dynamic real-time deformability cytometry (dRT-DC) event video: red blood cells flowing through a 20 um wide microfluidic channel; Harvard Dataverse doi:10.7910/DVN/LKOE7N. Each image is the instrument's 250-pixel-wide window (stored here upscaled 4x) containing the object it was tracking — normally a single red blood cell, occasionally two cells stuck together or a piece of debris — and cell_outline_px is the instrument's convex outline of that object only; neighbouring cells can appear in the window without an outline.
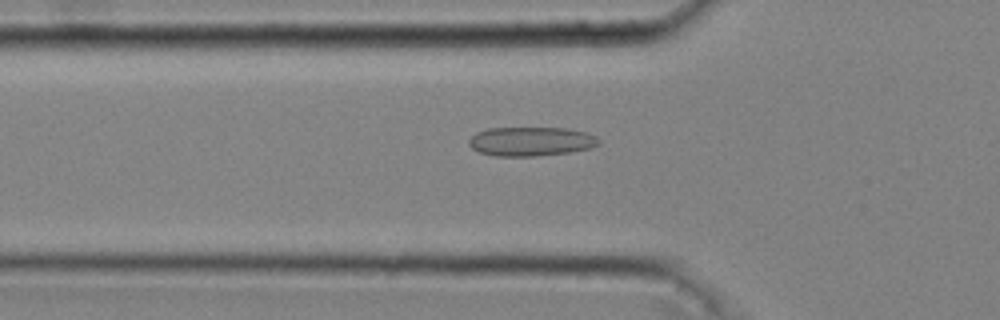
{"species": "common noctule bat (a hibernating species)", "species_latin": "Nyctalus noctula", "temperature_condition": "cold", "stored_images_in_passage": 44, "camera_frame_rate_fps": 3000, "um_per_image_px": 0.085, "animal": {"sex": "male", "body_mass_g": 20.4}, "frame": {"image": 1, "passage_image": 16, "time_ms": 5.0, "image_size_px": [1000, 320], "cell_outline_px": [[600, 144], [588, 148], [568, 152], [536, 156], [496, 156], [480, 152], [472, 148], [468, 144], [468, 140], [476, 132], [488, 128], [564, 128], [588, 132], [596, 136], [600, 140]], "centroid_in_image_um": [45.13, 12.01], "position_along_channel_um": 80.7, "area_um2": 22.02}}
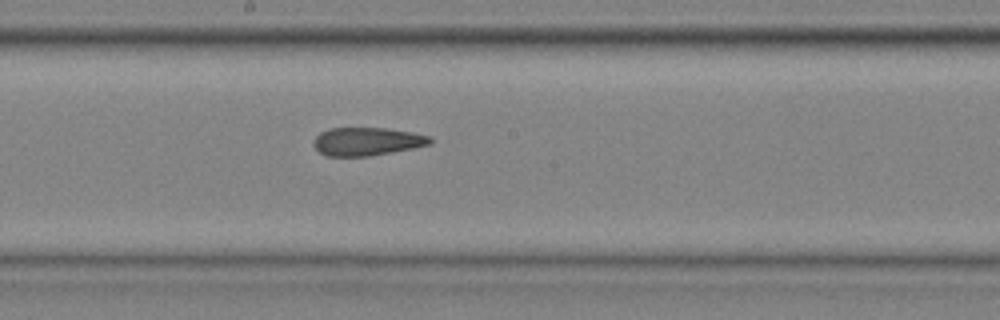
{"frame": {"image": 2, "passage_image": 26, "time_ms": 8.333, "image_size_px": [1000, 320], "cell_outline_px": [[432, 144], [412, 148], [368, 156], [328, 156], [320, 152], [312, 144], [316, 136], [320, 132], [328, 128], [384, 128], [412, 132], [432, 136]], "centroid_in_image_um": [31.2, 12.01], "position_along_channel_um": 217.0, "area_um2": 19.07}}
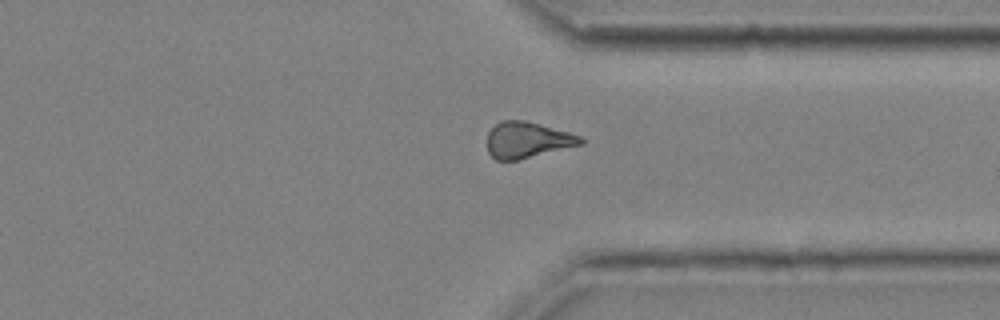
{"frame": {"image": 3, "passage_image": 37, "time_ms": 12.0, "image_size_px": [1000, 320], "cell_outline_px": [[584, 144], [516, 160], [496, 160], [488, 152], [488, 132], [500, 120], [524, 120], [540, 124], [568, 132], [580, 136], [584, 140]], "centroid_in_image_um": [44.82, 11.89], "position_along_channel_um": 366.6, "area_um2": 19.48}, "authors_computed_cell_mechanics": {"area_um2": 20.23, "velocity_mm_per_s": 4.0821, "shape_relaxation_time_tau1_ms": null, "shape_relaxation_time_tau2_ms": 3.7661, "deformation_change_tau1": null, "deformation_change_tau2": 0.1006}}